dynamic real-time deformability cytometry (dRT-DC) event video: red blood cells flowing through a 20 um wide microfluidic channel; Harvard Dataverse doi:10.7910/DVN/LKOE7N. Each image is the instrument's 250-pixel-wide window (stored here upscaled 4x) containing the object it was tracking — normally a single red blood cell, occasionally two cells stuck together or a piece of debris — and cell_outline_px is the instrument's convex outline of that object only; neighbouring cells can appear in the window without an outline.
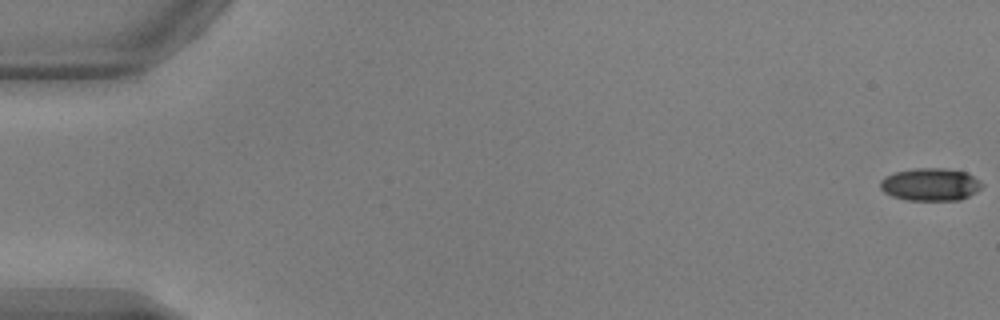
{"species": "common noctule bat (a hibernating species)", "species_latin": "Nyctalus noctula", "temperature_condition": "warm", "stored_images_in_passage": 14, "camera_frame_rate_fps": 3000, "um_per_image_px": 0.085, "animal": {"sex": "male", "body_mass_g": 17.9, "forearm_length_mm": 54.2}, "frame": {"image": 1, "passage_image": 1, "time_ms": 0.0, "image_size_px": [1000, 320], "cell_outline_px": [[984, 184], [976, 192], [960, 200], [908, 200], [892, 196], [884, 192], [880, 188], [880, 180], [884, 176], [896, 172], [916, 168], [944, 168], [968, 172], [980, 180]], "centroid_in_image_um": [79.1, 15.67], "position_along_channel_um": 5.9, "area_um2": 19.48}}
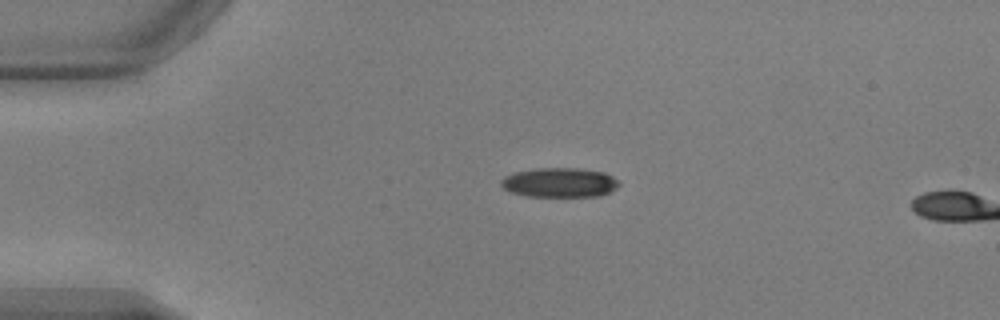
{"frame": {"image": 2, "passage_image": 13, "time_ms": 4.0, "image_size_px": [1000, 320], "cell_outline_px": [[620, 184], [616, 188], [600, 196], [528, 196], [512, 192], [504, 188], [500, 184], [500, 180], [504, 176], [516, 172], [536, 168], [580, 168], [604, 172], [612, 176]], "centroid_in_image_um": [47.56, 15.51], "position_along_channel_um": 37.4, "area_um2": 20.17}}